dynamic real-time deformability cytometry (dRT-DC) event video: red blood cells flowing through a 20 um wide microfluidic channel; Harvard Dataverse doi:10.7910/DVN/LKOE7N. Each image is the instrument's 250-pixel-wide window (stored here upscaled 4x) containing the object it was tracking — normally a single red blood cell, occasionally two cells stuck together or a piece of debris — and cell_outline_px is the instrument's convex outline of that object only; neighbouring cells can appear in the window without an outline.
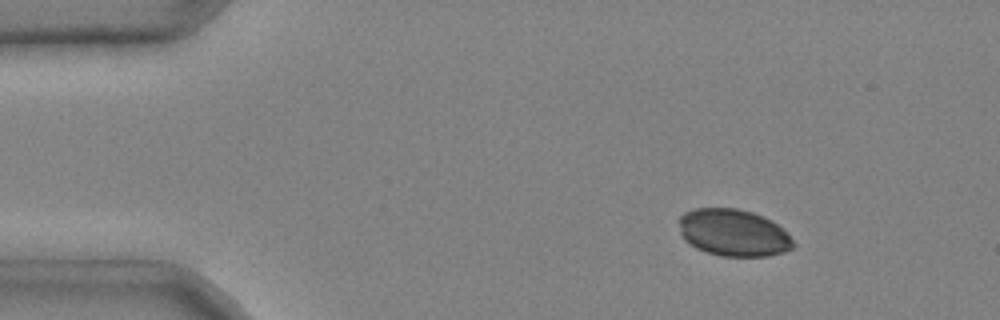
{"species": "common noctule bat (a hibernating species)", "species_latin": "Nyctalus noctula", "temperature_condition": "cold", "stored_images_in_passage": 3, "camera_frame_rate_fps": 3000, "um_per_image_px": 0.085, "animal": {"sex": "male", "body_mass_g": 20.4}, "frame": {"image": 1, "passage_image": 1, "time_ms": 0.0, "image_size_px": [1000, 320], "cell_outline_px": [[796, 244], [792, 248], [784, 252], [768, 256], [720, 256], [696, 248], [684, 240], [680, 232], [680, 216], [684, 212], [696, 208], [736, 208], [752, 212], [772, 220], [788, 232]], "centroid_in_image_um": [62.37, 19.78], "position_along_channel_um": 22.6, "area_um2": 31.5}}
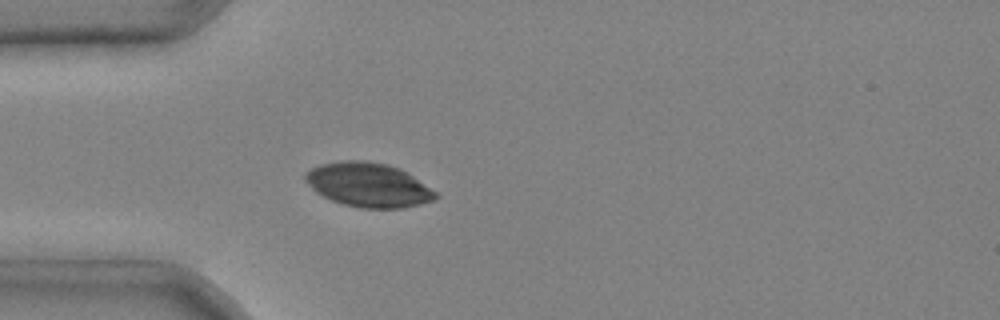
{"frame": {"image": 2, "passage_image": 3, "time_ms": 0.667, "image_size_px": [1000, 320], "cell_outline_px": [[440, 196], [436, 200], [404, 208], [360, 208], [344, 204], [332, 200], [316, 192], [304, 180], [304, 172], [320, 164], [340, 160], [364, 160], [388, 164], [400, 168], [408, 172], [436, 192]], "centroid_in_image_um": [31.32, 15.7], "position_along_channel_um": 53.7, "area_um2": 33.81}}